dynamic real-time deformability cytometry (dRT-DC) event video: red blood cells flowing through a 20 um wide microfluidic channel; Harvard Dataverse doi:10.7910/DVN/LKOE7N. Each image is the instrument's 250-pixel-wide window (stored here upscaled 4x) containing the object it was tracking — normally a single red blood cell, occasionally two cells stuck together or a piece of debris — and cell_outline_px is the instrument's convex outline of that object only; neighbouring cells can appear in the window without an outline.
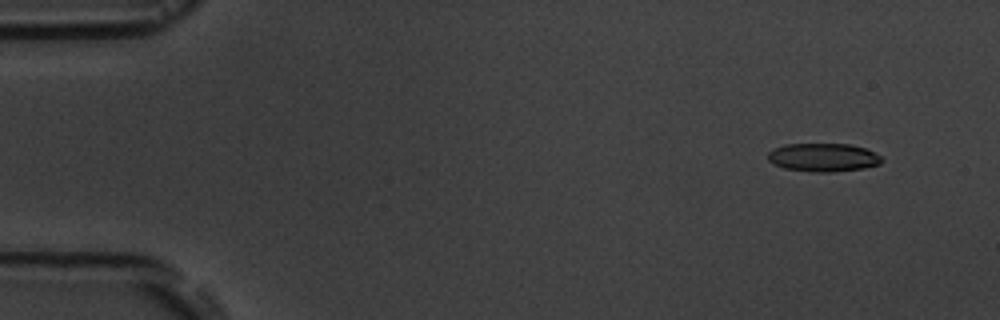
{"species": "common noctule bat (a hibernating species)", "species_latin": "Nyctalus noctula", "temperature_condition": "room temperature", "stored_images_in_passage": 7, "camera_frame_rate_fps": 3000, "um_per_image_px": 0.085, "animal": {"sex": "male", "body_mass_g": 19.5, "forearm_length_mm": 54.6}, "frame": {"image": 1, "passage_image": 2, "time_ms": 1.0, "image_size_px": [1000, 320], "cell_outline_px": [[884, 160], [880, 164], [864, 168], [832, 172], [812, 172], [784, 168], [768, 160], [768, 152], [784, 144], [848, 144], [864, 148], [880, 156]], "centroid_in_image_um": [69.98, 13.38], "position_along_channel_um": 15.0, "area_um2": 18.67}}
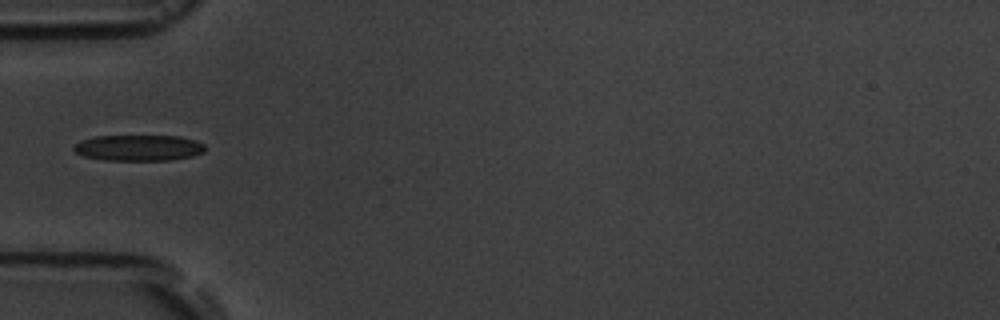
{"frame": {"image": 2, "passage_image": 6, "time_ms": 5.667, "image_size_px": [1000, 320], "cell_outline_px": [[204, 152], [192, 156], [172, 160], [104, 160], [84, 156], [76, 152], [72, 148], [80, 140], [96, 136], [180, 136], [196, 140], [204, 144]], "centroid_in_image_um": [11.79, 12.56], "position_along_channel_um": 73.2, "area_um2": 19.88}}
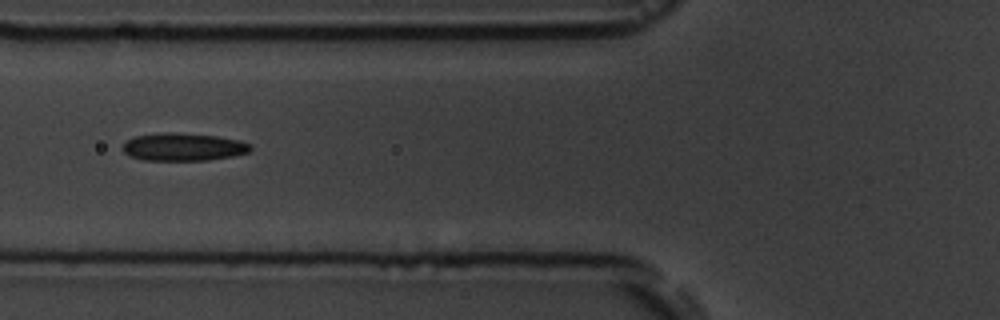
{"frame": {"image": 3, "passage_image": 7, "time_ms": 6.667, "image_size_px": [1000, 320], "cell_outline_px": [[252, 148], [248, 152], [232, 156], [208, 160], [144, 160], [128, 156], [124, 152], [124, 140], [136, 136], [164, 132], [172, 132], [216, 136], [240, 140], [248, 144]], "centroid_in_image_um": [15.55, 12.49], "position_along_channel_um": 110.3, "area_um2": 20.58}}